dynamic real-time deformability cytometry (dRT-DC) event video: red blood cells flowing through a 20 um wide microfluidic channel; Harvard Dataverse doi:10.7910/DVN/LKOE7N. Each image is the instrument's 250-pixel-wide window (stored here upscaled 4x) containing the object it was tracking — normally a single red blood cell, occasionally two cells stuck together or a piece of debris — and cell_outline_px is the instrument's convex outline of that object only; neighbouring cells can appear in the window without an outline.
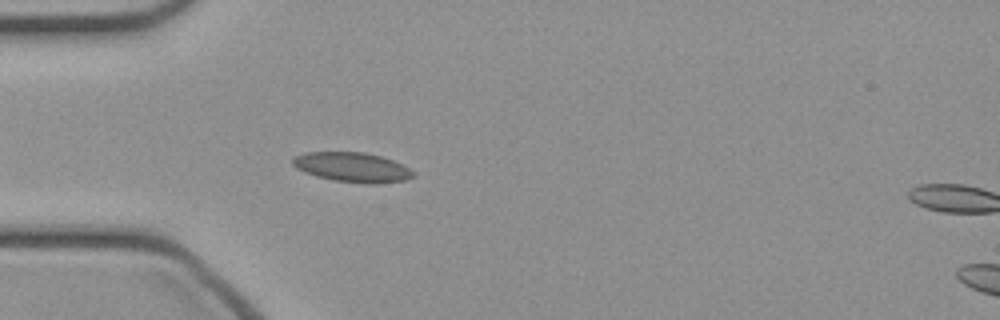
{"species": "common noctule bat (a hibernating species)", "species_latin": "Nyctalus noctula", "temperature_condition": "cold", "stored_images_in_passage": 41, "camera_frame_rate_fps": 3000, "um_per_image_px": 0.085, "animal": {"sex": "female", "body_mass_g": 21.9}, "frame": {"image": 1, "passage_image": 7, "time_ms": 2.0, "image_size_px": [1000, 320], "cell_outline_px": [[416, 176], [404, 180], [376, 184], [364, 184], [332, 180], [316, 176], [304, 172], [296, 168], [292, 164], [292, 156], [304, 152], [364, 152], [380, 156], [392, 160], [416, 172]], "centroid_in_image_um": [29.92, 14.22], "position_along_channel_um": 55.1, "area_um2": 21.04}}
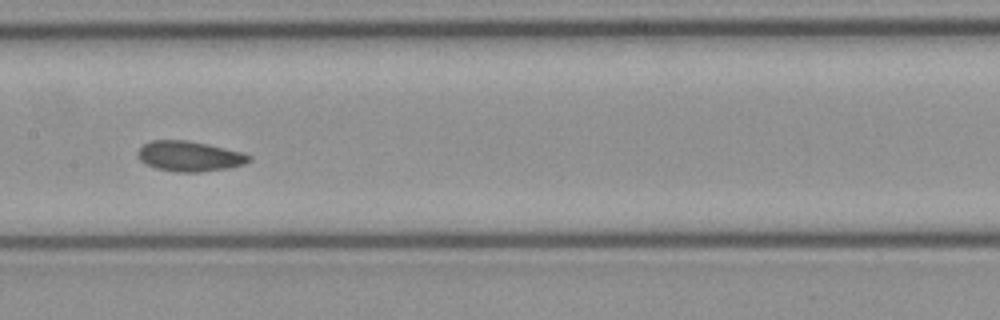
{"frame": {"image": 2, "passage_image": 17, "time_ms": 5.333, "image_size_px": [1000, 320], "cell_outline_px": [[252, 160], [244, 164], [228, 168], [200, 172], [176, 172], [156, 168], [140, 160], [136, 152], [144, 144], [152, 140], [188, 140], [208, 144], [244, 152], [252, 156]], "centroid_in_image_um": [16.14, 13.27], "position_along_channel_um": 191.3, "area_um2": 19.71}}
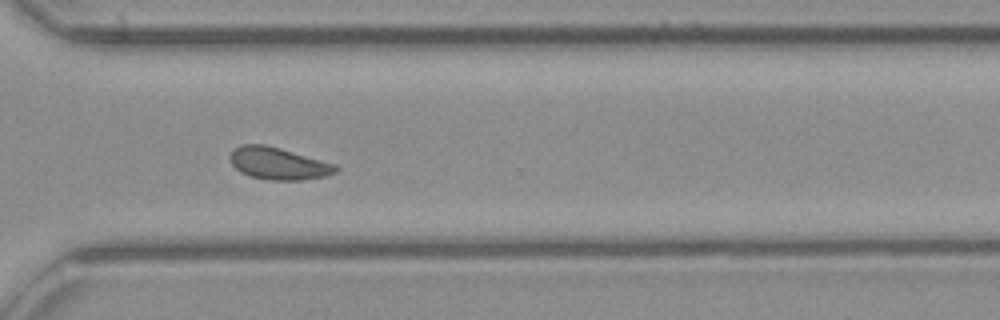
{"frame": {"image": 3, "passage_image": 28, "time_ms": 9.0, "image_size_px": [1000, 320], "cell_outline_px": [[340, 168], [336, 172], [328, 176], [300, 180], [272, 180], [248, 176], [240, 172], [232, 164], [228, 156], [232, 148], [240, 144], [264, 144], [280, 148], [336, 164]], "centroid_in_image_um": [23.64, 13.89], "position_along_channel_um": 347.0, "area_um2": 20.06}}